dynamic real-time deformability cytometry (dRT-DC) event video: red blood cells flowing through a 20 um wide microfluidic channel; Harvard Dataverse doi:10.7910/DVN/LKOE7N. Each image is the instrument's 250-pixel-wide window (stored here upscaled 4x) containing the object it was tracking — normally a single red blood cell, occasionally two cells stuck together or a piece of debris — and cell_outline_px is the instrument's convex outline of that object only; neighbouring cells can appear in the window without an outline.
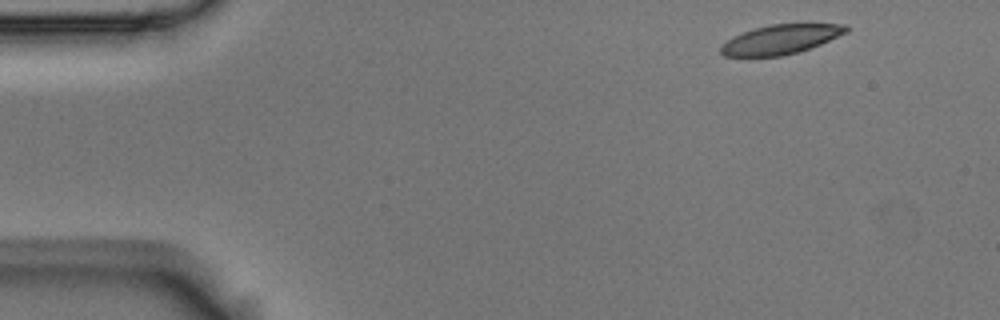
{"species": "Egyptian fruit bat (a non-hibernating species)", "species_latin": "Rousettus aegyptiacus", "temperature_condition": "room temperature", "stored_images_in_passage": 3, "camera_frame_rate_fps": 3000, "um_per_image_px": 0.085, "animal": {"sex": "male"}, "frame": {"image": 1, "passage_image": 1, "time_ms": 0.0, "image_size_px": [1000, 320], "cell_outline_px": [[848, 32], [820, 44], [796, 52], [780, 56], [724, 56], [720, 52], [720, 48], [732, 36], [768, 24], [844, 24], [848, 28]], "centroid_in_image_um": [66.35, 3.34], "position_along_channel_um": 18.6, "area_um2": 21.1}}